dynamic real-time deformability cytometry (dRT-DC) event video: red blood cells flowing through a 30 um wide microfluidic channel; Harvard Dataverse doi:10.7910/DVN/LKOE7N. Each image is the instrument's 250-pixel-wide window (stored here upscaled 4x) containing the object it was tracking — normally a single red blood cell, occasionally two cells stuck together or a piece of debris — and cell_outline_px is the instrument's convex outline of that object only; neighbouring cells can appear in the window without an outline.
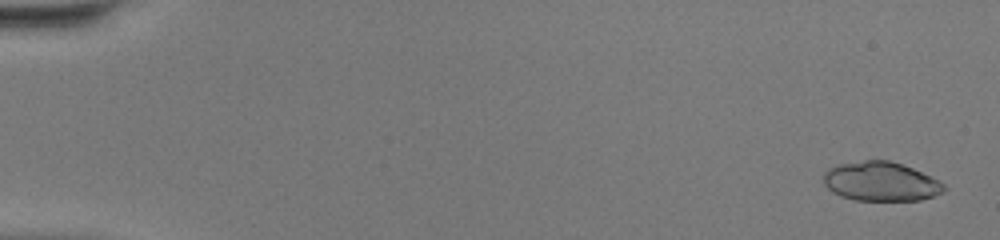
{"species": "common noctule bat (a hibernating species)", "species_latin": "Nyctalus noctula", "temperature_condition": "warm", "stored_images_in_passage": 49, "camera_frame_rate_fps": 3000, "um_per_image_px": 0.085, "animal": {"sex": "female", "body_mass_g": 20.0, "forearm_length_mm": 54.0}, "frame": {"image": 1, "passage_image": 2, "time_ms": 0.333, "image_size_px": [1000, 240], "cell_outline_px": [[948, 188], [944, 192], [920, 200], [856, 200], [840, 196], [832, 192], [824, 184], [824, 172], [828, 168], [836, 164], [864, 160], [888, 160], [912, 168], [932, 176], [944, 184]], "centroid_in_image_um": [74.86, 15.42], "position_along_channel_um": 10.1, "area_um2": 27.63}}
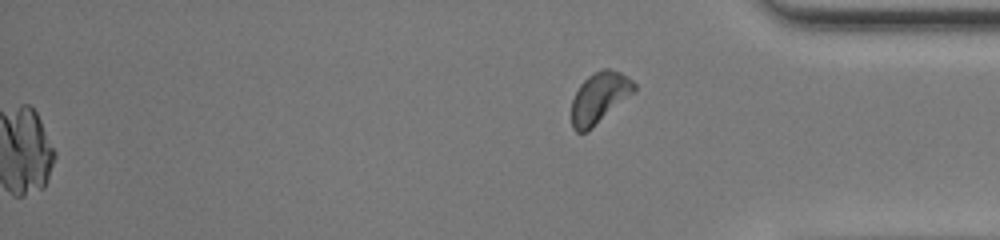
{"frame": {"image": 2, "passage_image": 49, "time_ms": 16.0, "image_size_px": [1000, 240], "cell_outline_px": [[636, 92], [588, 132], [576, 132], [572, 128], [572, 100], [580, 84], [592, 72], [604, 68], [608, 68], [620, 72], [628, 76], [636, 84]], "centroid_in_image_um": [50.98, 8.31], "position_along_channel_um": 384.2, "area_um2": 18.96}}